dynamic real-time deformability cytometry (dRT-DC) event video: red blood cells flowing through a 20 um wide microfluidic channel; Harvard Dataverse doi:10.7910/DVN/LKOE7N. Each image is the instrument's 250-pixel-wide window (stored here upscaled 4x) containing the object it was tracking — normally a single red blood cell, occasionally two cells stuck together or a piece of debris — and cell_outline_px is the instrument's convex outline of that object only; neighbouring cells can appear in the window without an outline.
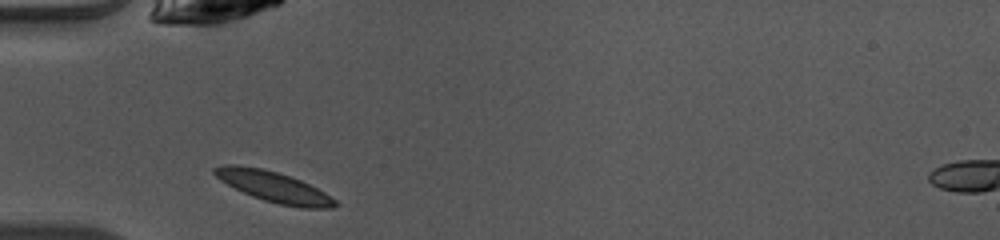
{"species": "common noctule bat (a hibernating species)", "species_latin": "Nyctalus noctula", "temperature_condition": "warm", "stored_images_in_passage": 35, "camera_frame_rate_fps": 3000, "um_per_image_px": 0.085, "animal": {"sex": "female", "body_mass_g": 10.0, "forearm_length_mm": 53.1}, "frame": {"image": 1, "passage_image": 1, "time_ms": 0.0, "image_size_px": [1000, 240], "cell_outline_px": [[340, 204], [332, 208], [300, 208], [280, 204], [264, 200], [252, 196], [220, 180], [212, 172], [212, 168], [224, 164], [236, 164], [260, 168], [276, 172], [300, 180], [324, 192], [336, 200]], "centroid_in_image_um": [23.26, 15.88], "position_along_channel_um": 61.7, "area_um2": 21.27}}
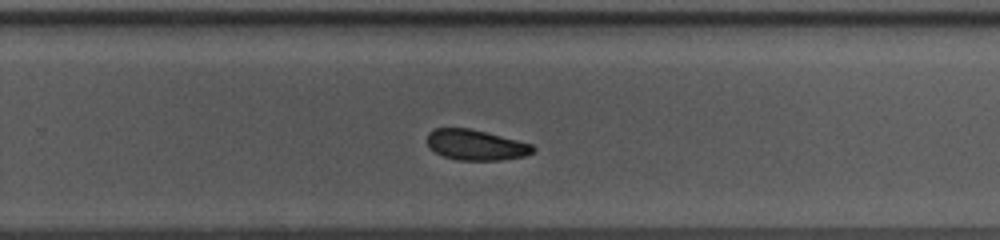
{"frame": {"image": 2, "passage_image": 18, "time_ms": 5.667, "image_size_px": [1000, 240], "cell_outline_px": [[536, 148], [532, 152], [524, 156], [500, 160], [456, 160], [444, 156], [428, 148], [428, 132], [436, 128], [468, 128], [532, 144]], "centroid_in_image_um": [40.42, 12.33], "position_along_channel_um": 289.4, "area_um2": 18.55}}
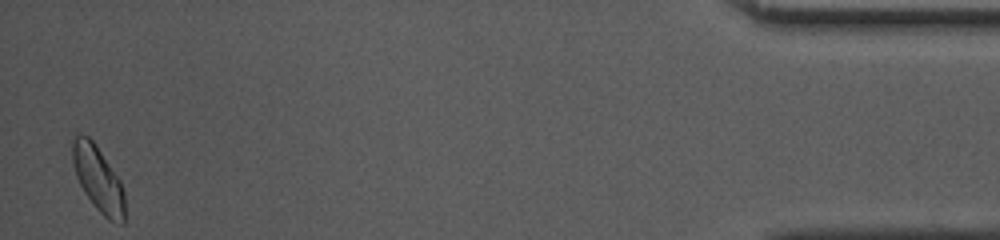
{"frame": {"image": 3, "passage_image": 34, "time_ms": 11.0, "image_size_px": [1000, 240], "cell_outline_px": [[124, 224], [120, 224], [108, 220], [96, 208], [84, 192], [76, 176], [72, 160], [72, 140], [80, 132], [88, 136], [96, 144], [120, 180], [124, 192]], "centroid_in_image_um": [8.34, 15.19], "position_along_channel_um": 426.9, "area_um2": 19.94}, "authors_computed_cell_mechanics": {"area_um2": 19.8254, "velocity_mm_per_s": 4.0678, "shape_relaxation_time_tau1_ms": 2.5348, "shape_relaxation_time_tau2_ms": 9.9877, "deformation_change_tau1": 0.086, "deformation_change_tau2": 0.109}}